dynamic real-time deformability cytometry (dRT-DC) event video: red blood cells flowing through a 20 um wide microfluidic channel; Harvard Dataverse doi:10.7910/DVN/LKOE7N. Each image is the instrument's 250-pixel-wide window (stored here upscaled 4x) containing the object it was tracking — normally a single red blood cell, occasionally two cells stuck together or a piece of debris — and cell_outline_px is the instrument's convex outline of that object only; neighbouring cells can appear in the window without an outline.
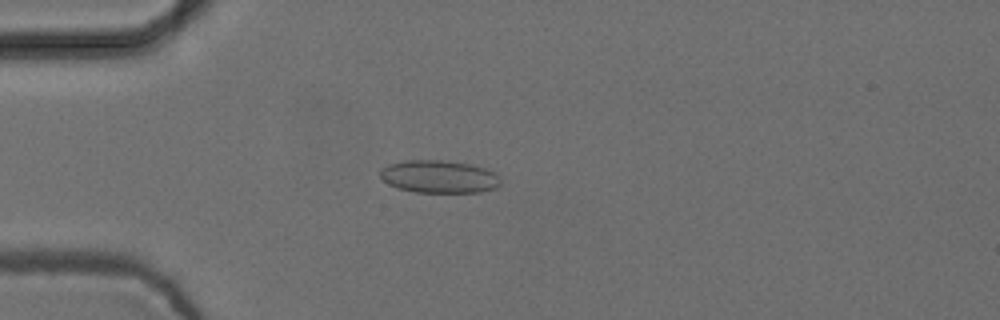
{"species": "common noctule bat (a hibernating species)", "species_latin": "Nyctalus noctula", "temperature_condition": "cold", "stored_images_in_passage": 55, "camera_frame_rate_fps": 3000, "um_per_image_px": 0.085, "animal": {"sex": "female", "body_mass_g": 24.6, "forearm_length_mm": 56.2}, "frame": {"image": 1, "passage_image": 15, "time_ms": 4.667, "image_size_px": [1000, 320], "cell_outline_px": [[500, 184], [496, 188], [480, 192], [416, 192], [400, 188], [388, 184], [380, 176], [380, 168], [388, 164], [404, 160], [440, 160], [472, 164], [496, 172], [500, 176]], "centroid_in_image_um": [37.34, 15.0], "position_along_channel_um": 47.7, "area_um2": 23.06}}
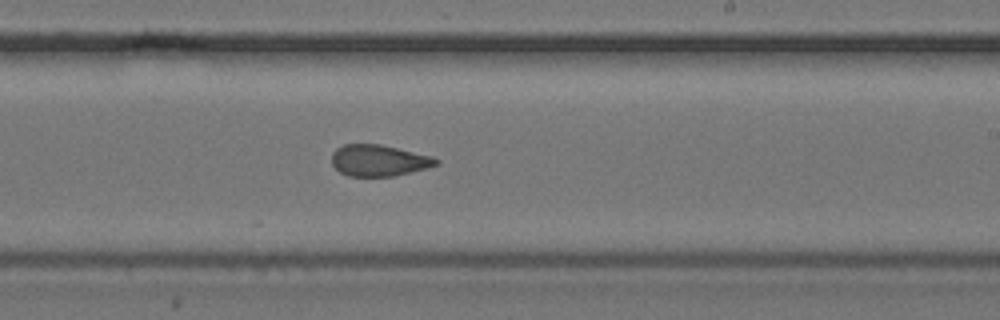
{"frame": {"image": 2, "passage_image": 33, "time_ms": 10.667, "image_size_px": [1000, 320], "cell_outline_px": [[440, 164], [428, 168], [392, 176], [348, 176], [340, 172], [332, 164], [332, 152], [336, 148], [344, 144], [380, 144], [432, 156], [440, 160]], "centroid_in_image_um": [32.21, 13.63], "position_along_channel_um": 256.8, "area_um2": 19.13}}
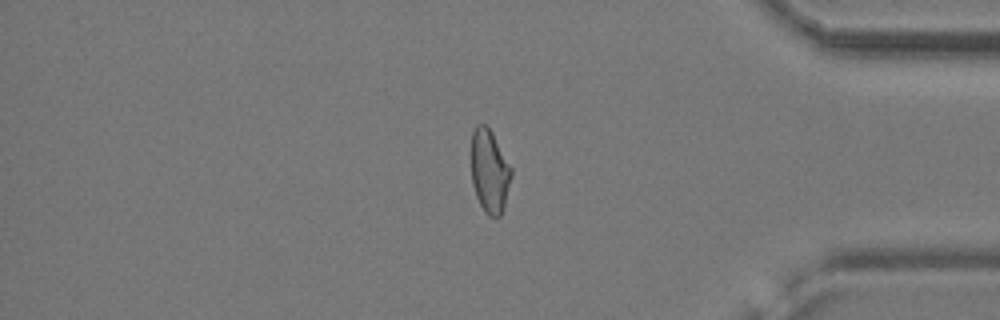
{"frame": {"image": 3, "passage_image": 46, "time_ms": 15.0, "image_size_px": [1000, 320], "cell_outline_px": [[512, 176], [504, 208], [500, 216], [488, 216], [484, 212], [476, 196], [472, 184], [472, 132], [476, 124], [484, 124], [492, 132], [512, 168]], "centroid_in_image_um": [41.62, 14.57], "position_along_channel_um": 393.6, "area_um2": 19.48}, "authors_computed_cell_mechanics": {"area_um2": 20.519, "velocity_mm_per_s": 3.7449, "shape_relaxation_time_tau1_ms": null, "shape_relaxation_time_tau2_ms": 1.5318, "deformation_change_tau1": null, "deformation_change_tau2": 0.0818}}